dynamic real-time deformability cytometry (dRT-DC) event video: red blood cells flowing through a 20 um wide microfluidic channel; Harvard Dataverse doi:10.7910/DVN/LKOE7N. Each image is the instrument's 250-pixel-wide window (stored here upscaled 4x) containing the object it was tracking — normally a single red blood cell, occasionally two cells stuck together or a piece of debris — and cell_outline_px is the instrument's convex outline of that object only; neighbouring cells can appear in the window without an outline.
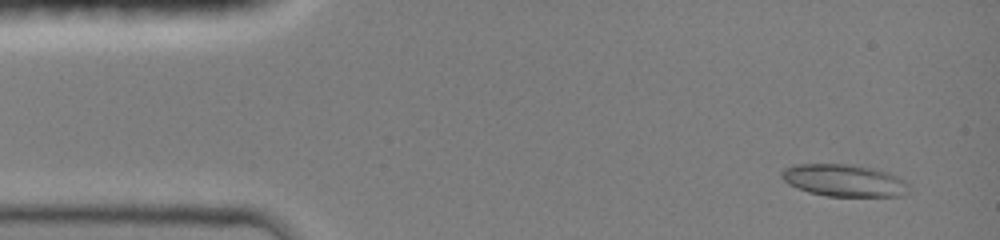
{"species": "common noctule bat (a hibernating species)", "species_latin": "Nyctalus noctula", "temperature_condition": "room temperature", "stored_images_in_passage": 4, "camera_frame_rate_fps": 3000, "um_per_image_px": 0.085, "animal": {"sex": "female", "body_mass_g": 19.0, "forearm_length_mm": 51.5}, "frame": {"image": 1, "passage_image": 1, "time_ms": 0.0, "image_size_px": [1000, 240], "cell_outline_px": [[900, 196], [828, 196], [808, 192], [788, 184], [780, 176], [788, 168], [800, 164], [844, 164], [868, 168], [884, 172], [900, 180]], "centroid_in_image_um": [71.55, 15.34], "position_along_channel_um": 13.5, "area_um2": 22.31}}
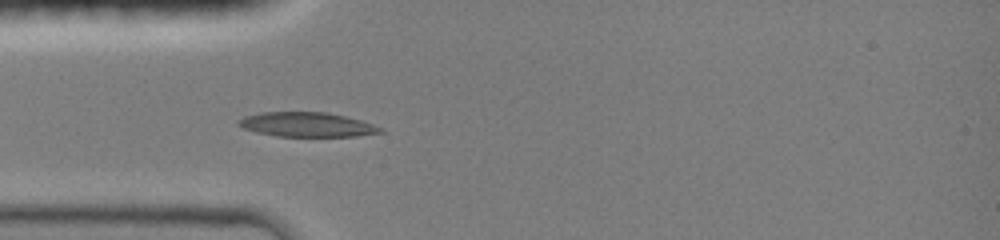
{"frame": {"image": 2, "passage_image": 4, "time_ms": 3.333, "image_size_px": [1000, 240], "cell_outline_px": [[384, 132], [356, 136], [276, 136], [256, 132], [244, 128], [236, 124], [236, 120], [244, 116], [260, 112], [324, 112], [344, 116], [360, 120], [384, 128]], "centroid_in_image_um": [26.05, 10.59], "position_along_channel_um": 58.9, "area_um2": 20.23}}